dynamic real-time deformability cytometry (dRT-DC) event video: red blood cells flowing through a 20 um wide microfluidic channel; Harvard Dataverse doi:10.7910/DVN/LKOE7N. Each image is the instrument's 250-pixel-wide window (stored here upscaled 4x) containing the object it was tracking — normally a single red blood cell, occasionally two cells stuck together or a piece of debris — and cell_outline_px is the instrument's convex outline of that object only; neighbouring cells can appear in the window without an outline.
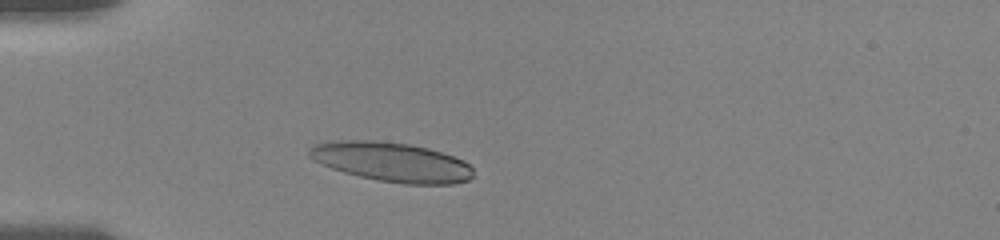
{"species": "human", "species_latin": "Homo sapiens", "temperature_condition": "room temperature", "stored_images_in_passage": 8, "camera_frame_rate_fps": 3000, "um_per_image_px": 0.085, "donor": {"sex": "female"}, "frame": {"image": 1, "passage_image": 5, "time_ms": 2.667, "image_size_px": [1000, 240], "cell_outline_px": [[472, 176], [468, 180], [452, 184], [404, 184], [380, 180], [360, 176], [344, 172], [332, 168], [308, 156], [308, 148], [312, 144], [332, 140], [372, 140], [408, 144], [428, 148], [464, 160], [472, 168]], "centroid_in_image_um": [33.27, 13.75], "position_along_channel_um": 51.7, "area_um2": 37.45}}
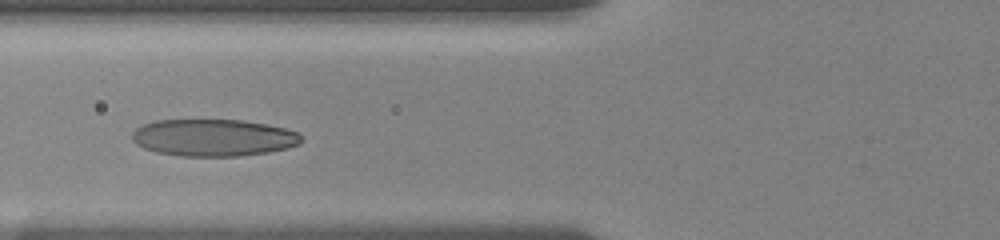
{"frame": {"image": 2, "passage_image": 7, "time_ms": 4.667, "image_size_px": [1000, 240], "cell_outline_px": [[304, 140], [300, 144], [288, 148], [268, 152], [240, 156], [180, 156], [156, 152], [144, 148], [136, 144], [132, 140], [132, 132], [136, 128], [144, 124], [156, 120], [240, 120], [268, 124], [300, 132]], "centroid_in_image_um": [18.17, 11.7], "position_along_channel_um": 107.6, "area_um2": 36.82}}